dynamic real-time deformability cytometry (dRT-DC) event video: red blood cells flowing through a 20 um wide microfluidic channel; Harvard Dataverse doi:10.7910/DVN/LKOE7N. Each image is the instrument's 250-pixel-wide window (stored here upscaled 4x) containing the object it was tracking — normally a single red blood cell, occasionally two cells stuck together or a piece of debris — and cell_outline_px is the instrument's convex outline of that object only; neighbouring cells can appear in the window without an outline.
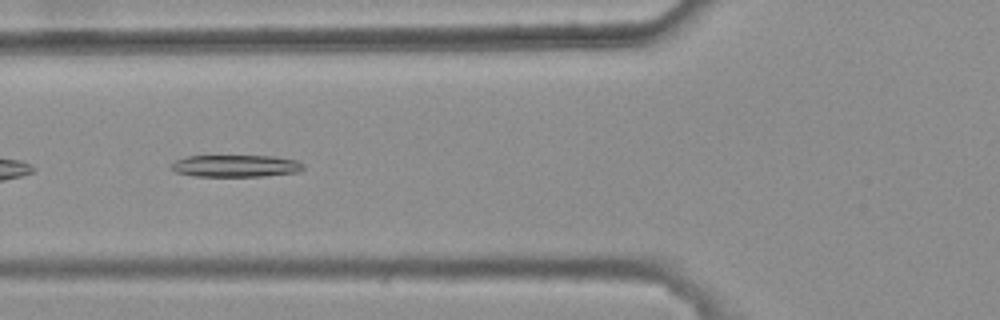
{"species": "common noctule bat (a hibernating species)", "species_latin": "Nyctalus noctula", "temperature_condition": "warm", "stored_images_in_passage": 7, "camera_frame_rate_fps": 3000, "um_per_image_px": 0.085, "animal": {"sex": "female", "body_mass_g": 25.1}, "frame": {"image": 1, "passage_image": 5, "time_ms": 1.333, "image_size_px": [1000, 320], "cell_outline_px": [[304, 168], [300, 172], [264, 176], [192, 176], [176, 172], [172, 168], [172, 164], [176, 160], [188, 156], [272, 156], [296, 160], [304, 164]], "centroid_in_image_um": [20.08, 14.11], "position_along_channel_um": 105.7, "area_um2": 16.94}}
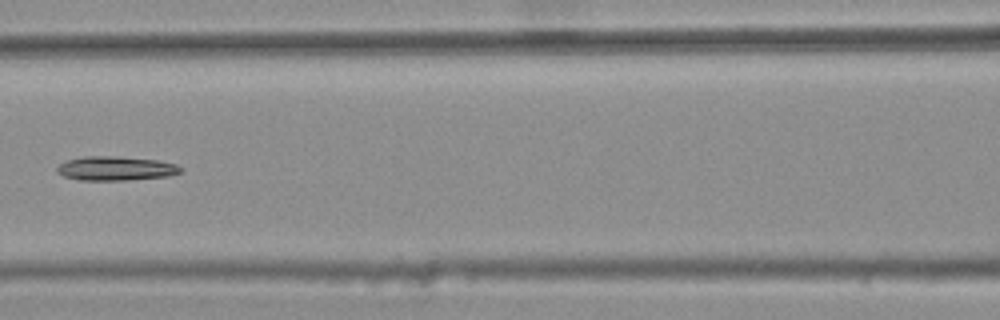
{"frame": {"image": 2, "passage_image": 6, "time_ms": 1.667, "image_size_px": [1000, 320], "cell_outline_px": [[180, 172], [168, 176], [124, 180], [80, 180], [64, 176], [56, 172], [56, 168], [60, 164], [68, 160], [84, 156], [112, 156], [156, 160], [176, 164], [180, 168]], "centroid_in_image_um": [9.79, 14.32], "position_along_channel_um": 156.8, "area_um2": 17.11}}
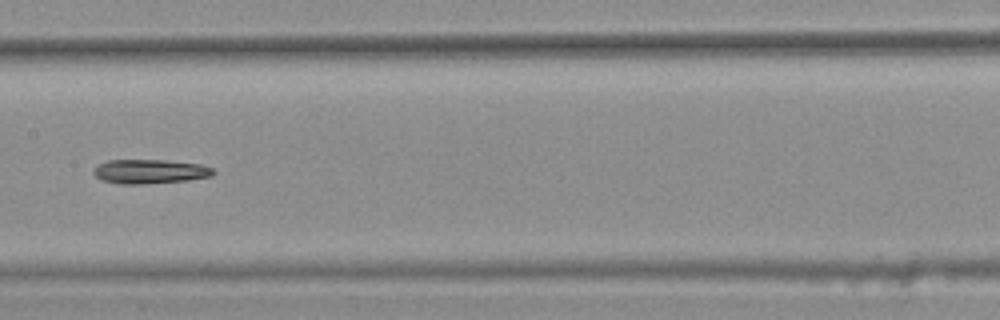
{"frame": {"image": 3, "passage_image": 7, "time_ms": 2.0, "image_size_px": [1000, 320], "cell_outline_px": [[216, 172], [212, 176], [188, 180], [140, 184], [120, 184], [100, 180], [92, 172], [92, 168], [96, 164], [108, 160], [164, 160], [200, 164], [212, 168]], "centroid_in_image_um": [12.69, 14.57], "position_along_channel_um": 194.7, "area_um2": 17.05}}